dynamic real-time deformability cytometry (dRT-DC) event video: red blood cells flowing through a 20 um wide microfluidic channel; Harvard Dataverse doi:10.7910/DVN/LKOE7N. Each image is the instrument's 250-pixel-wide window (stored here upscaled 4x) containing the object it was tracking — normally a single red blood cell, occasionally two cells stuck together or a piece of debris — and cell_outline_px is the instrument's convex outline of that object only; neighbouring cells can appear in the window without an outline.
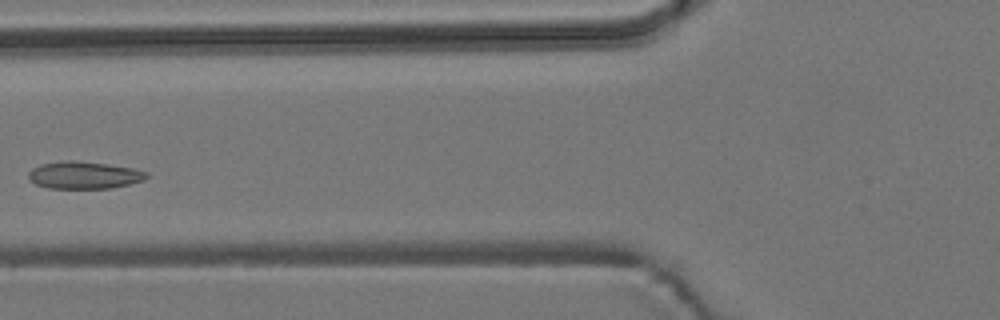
{"species": "common noctule bat (a hibernating species)", "species_latin": "Nyctalus noctula", "temperature_condition": "room temperature", "stored_images_in_passage": 6, "camera_frame_rate_fps": 3000, "um_per_image_px": 0.085, "animal": {"sex": "male", "body_mass_g": 19.2, "forearm_length_mm": 51.8}, "frame": {"image": 1, "passage_image": 4, "time_ms": 1.0, "image_size_px": [1000, 320], "cell_outline_px": [[148, 176], [144, 180], [128, 184], [108, 188], [48, 188], [36, 184], [28, 176], [28, 172], [32, 168], [40, 164], [64, 160], [72, 160], [108, 164], [132, 168], [148, 172]], "centroid_in_image_um": [7.13, 14.87], "position_along_channel_um": 118.7, "area_um2": 18.67}}
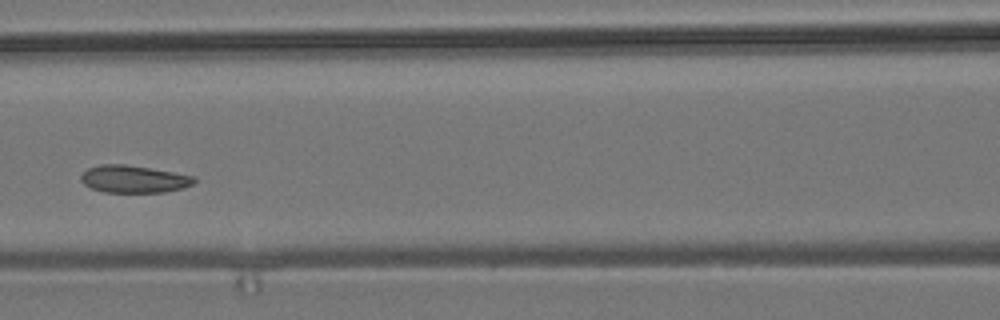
{"frame": {"image": 2, "passage_image": 5, "time_ms": 1.333, "image_size_px": [1000, 320], "cell_outline_px": [[196, 180], [192, 184], [184, 188], [164, 192], [104, 192], [92, 188], [84, 184], [80, 180], [80, 176], [88, 168], [100, 164], [124, 164], [196, 176]], "centroid_in_image_um": [11.37, 15.22], "position_along_channel_um": 155.2, "area_um2": 17.98}}
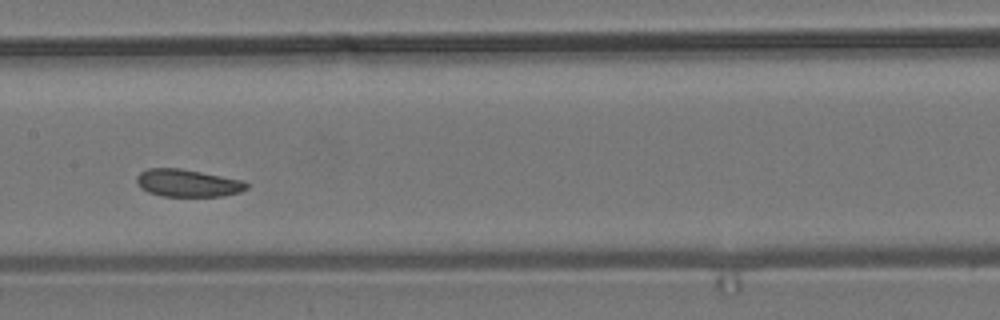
{"frame": {"image": 3, "passage_image": 6, "time_ms": 1.667, "image_size_px": [1000, 320], "cell_outline_px": [[248, 188], [240, 192], [224, 196], [160, 196], [148, 192], [140, 188], [136, 180], [136, 176], [140, 172], [148, 168], [180, 168], [244, 180], [248, 184]], "centroid_in_image_um": [15.95, 15.56], "position_along_channel_um": 191.5, "area_um2": 17.74}}